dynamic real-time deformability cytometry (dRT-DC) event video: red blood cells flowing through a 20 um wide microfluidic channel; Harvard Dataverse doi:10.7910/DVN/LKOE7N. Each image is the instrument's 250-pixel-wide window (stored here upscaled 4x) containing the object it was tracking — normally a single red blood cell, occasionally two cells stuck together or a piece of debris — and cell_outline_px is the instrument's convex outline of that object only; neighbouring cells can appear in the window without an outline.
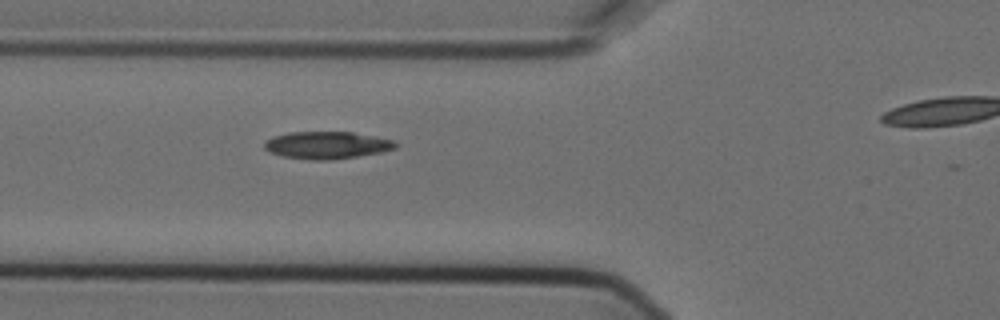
{"species": "Egyptian fruit bat (a non-hibernating species)", "species_latin": "Rousettus aegyptiacus", "temperature_condition": "cold", "stored_images_in_passage": 7, "segment_of_instrument_passage": [1, 2], "camera_frame_rate_fps": 3000, "um_per_image_px": 0.085, "animal": {"sex": "female"}, "frame": {"image": 1, "passage_image": 6, "time_ms": 1.667, "image_size_px": [1000, 320], "cell_outline_px": [[396, 148], [380, 152], [332, 160], [308, 160], [284, 156], [268, 152], [264, 148], [264, 140], [272, 136], [288, 132], [352, 132], [396, 140]], "centroid_in_image_um": [27.74, 12.33], "position_along_channel_um": 98.1, "area_um2": 20.98}}